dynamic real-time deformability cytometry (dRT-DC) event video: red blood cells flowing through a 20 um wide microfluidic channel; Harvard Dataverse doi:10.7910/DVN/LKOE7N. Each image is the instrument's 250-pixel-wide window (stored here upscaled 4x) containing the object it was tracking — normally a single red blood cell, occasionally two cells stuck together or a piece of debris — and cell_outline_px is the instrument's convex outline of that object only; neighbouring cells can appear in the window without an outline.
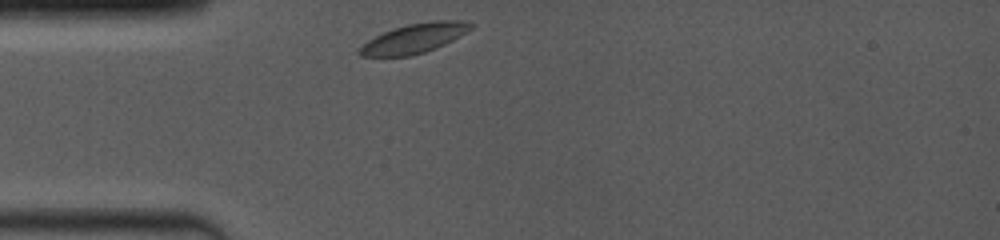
{"species": "common noctule bat (a hibernating species)", "species_latin": "Nyctalus noctula", "temperature_condition": "room temperature", "stored_images_in_passage": 32, "camera_frame_rate_fps": 4000, "um_per_image_px": 0.085, "animal": {"sex": "female", "body_mass_g": 19.0, "forearm_length_mm": 53.3}, "frame": {"image": 1, "passage_image": 1, "time_ms": 0.0, "image_size_px": [1000, 240], "cell_outline_px": [[476, 24], [472, 28], [460, 36], [436, 48], [412, 56], [360, 56], [356, 52], [368, 40], [384, 32], [408, 24], [432, 20], [464, 20]], "centroid_in_image_um": [35.26, 3.25], "position_along_channel_um": 49.7, "area_um2": 19.07}}
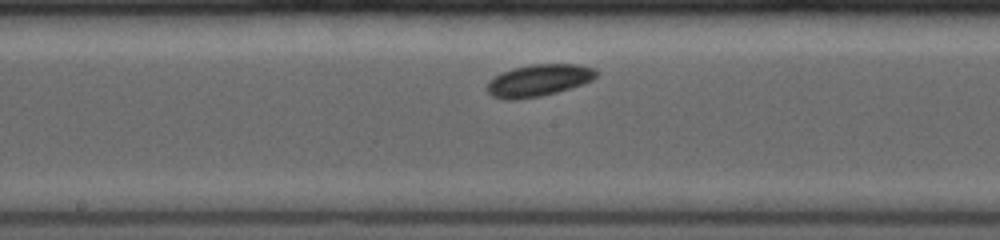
{"frame": {"image": 2, "passage_image": 14, "time_ms": 4.25, "image_size_px": [1000, 240], "cell_outline_px": [[596, 76], [592, 80], [556, 92], [540, 96], [516, 100], [504, 100], [492, 96], [488, 92], [488, 80], [500, 72], [512, 68], [528, 64], [580, 64], [596, 68]], "centroid_in_image_um": [45.74, 6.82], "position_along_channel_um": 202.5, "area_um2": 20.4}}
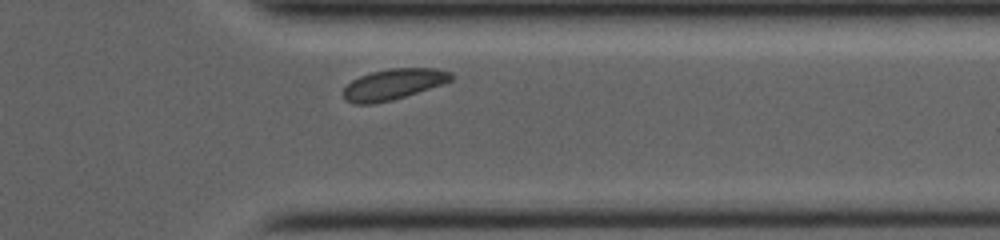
{"frame": {"image": 3, "passage_image": 27, "time_ms": 8.75, "image_size_px": [1000, 240], "cell_outline_px": [[456, 76], [452, 80], [392, 100], [372, 104], [352, 104], [344, 100], [344, 88], [352, 80], [360, 76], [372, 72], [388, 68], [436, 68], [452, 72]], "centroid_in_image_um": [33.43, 7.15], "position_along_channel_um": 378.0, "area_um2": 19.25}, "authors_computed_cell_mechanics": {"area_um2": 19.6231, "velocity_mm_per_s": 3.8628, "shape_relaxation_time_tau1_ms": 1.1891, "shape_relaxation_time_tau2_ms": null, "deformation_change_tau1": 0.032, "deformation_change_tau2": null}}